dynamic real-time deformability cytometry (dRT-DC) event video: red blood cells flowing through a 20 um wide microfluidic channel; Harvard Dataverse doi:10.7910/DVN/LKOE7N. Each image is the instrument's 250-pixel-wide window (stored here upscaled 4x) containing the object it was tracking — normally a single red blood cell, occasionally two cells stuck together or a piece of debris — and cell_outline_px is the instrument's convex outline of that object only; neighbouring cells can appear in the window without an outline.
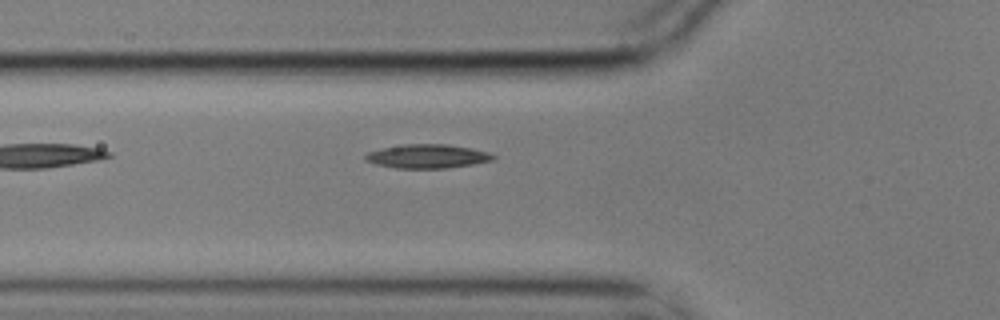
{"species": "common noctule bat (a hibernating species)", "species_latin": "Nyctalus noctula", "temperature_condition": "cold", "stored_images_in_passage": 6, "camera_frame_rate_fps": 3000, "um_per_image_px": 0.085, "animal": {"sex": "male", "body_mass_g": 17.9}, "frame": {"image": 1, "passage_image": 6, "time_ms": 1.667, "image_size_px": [1000, 320], "cell_outline_px": [[496, 156], [492, 160], [472, 164], [448, 168], [396, 168], [376, 164], [364, 160], [364, 156], [368, 152], [384, 148], [404, 144], [448, 144], [472, 148], [488, 152]], "centroid_in_image_um": [36.33, 13.28], "position_along_channel_um": 89.5, "area_um2": 17.69}}